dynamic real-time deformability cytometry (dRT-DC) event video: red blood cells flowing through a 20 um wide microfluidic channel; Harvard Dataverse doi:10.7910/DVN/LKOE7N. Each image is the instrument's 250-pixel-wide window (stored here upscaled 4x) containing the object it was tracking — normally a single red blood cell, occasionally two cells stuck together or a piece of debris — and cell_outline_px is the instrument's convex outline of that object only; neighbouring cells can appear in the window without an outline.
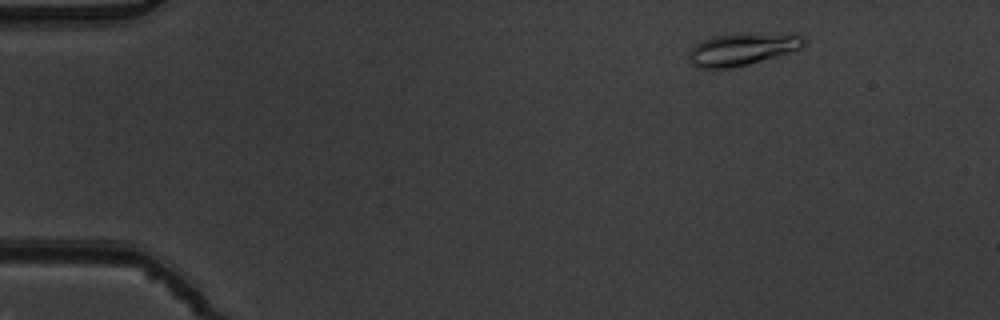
{"species": "common noctule bat (a hibernating species)", "species_latin": "Nyctalus noctula", "temperature_condition": "warm", "stored_images_in_passage": 5, "camera_frame_rate_fps": 3000, "um_per_image_px": 0.085, "animal": {"sex": "male", "body_mass_g": 19.5, "forearm_length_mm": 54.6}, "frame": {"image": 1, "passage_image": 2, "time_ms": 0.333, "image_size_px": [1000, 320], "cell_outline_px": [[804, 44], [800, 48], [748, 64], [728, 68], [696, 68], [688, 60], [688, 56], [692, 48], [696, 44], [704, 40], [716, 36], [740, 32], [796, 32], [804, 36]], "centroid_in_image_um": [63.13, 4.13], "position_along_channel_um": 21.9, "area_um2": 21.96}}